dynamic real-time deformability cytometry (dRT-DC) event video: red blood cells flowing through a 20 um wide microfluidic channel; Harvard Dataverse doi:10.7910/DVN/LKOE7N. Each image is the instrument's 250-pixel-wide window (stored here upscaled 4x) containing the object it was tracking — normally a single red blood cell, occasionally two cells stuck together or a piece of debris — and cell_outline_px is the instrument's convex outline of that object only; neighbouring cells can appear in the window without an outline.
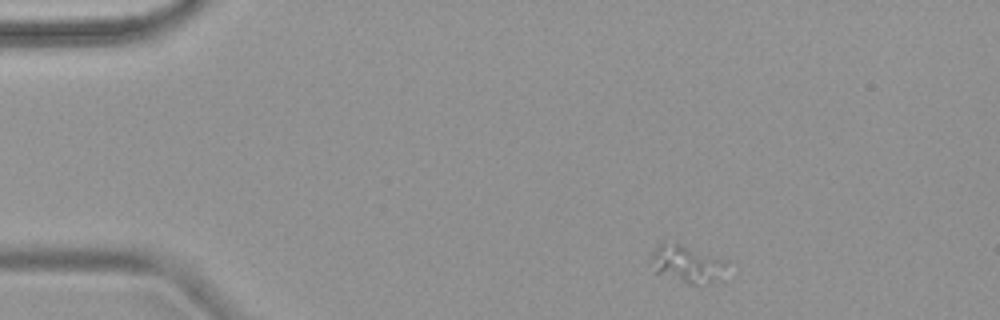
{"species": "common noctule bat (a hibernating species)", "species_latin": "Nyctalus noctula", "temperature_condition": "warm", "stored_images_in_passage": 3, "camera_frame_rate_fps": 3000, "um_per_image_px": 0.085, "animal": {"sex": "female", "body_mass_g": 18.4}, "frame": {"image": 1, "passage_image": 1, "time_ms": 0.0, "image_size_px": [1000, 320], "cell_outline_px": [[724, 264], [720, 280], [708, 284], [688, 284], [656, 272], [648, 260], [648, 256], [664, 240], [680, 244], [724, 260]], "centroid_in_image_um": [58.3, 22.43], "position_along_channel_um": 26.7, "area_um2": 16.24}}